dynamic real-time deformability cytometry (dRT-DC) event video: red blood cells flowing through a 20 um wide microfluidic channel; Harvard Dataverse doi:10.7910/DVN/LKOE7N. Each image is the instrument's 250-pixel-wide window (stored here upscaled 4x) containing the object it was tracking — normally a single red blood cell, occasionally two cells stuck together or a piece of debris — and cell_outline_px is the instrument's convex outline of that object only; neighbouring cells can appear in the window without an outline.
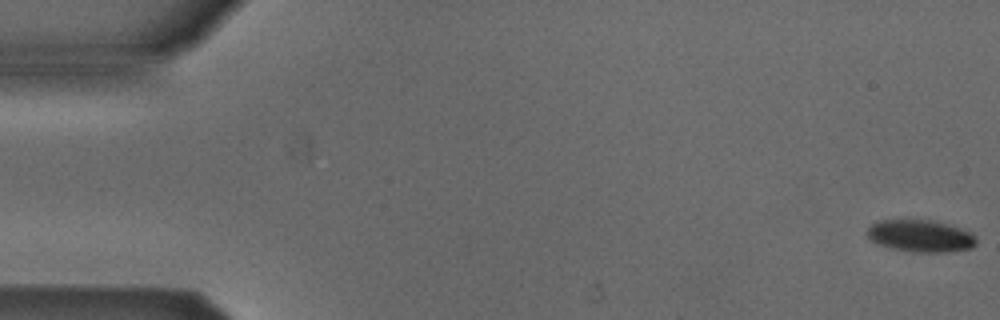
{"species": "Egyptian fruit bat (a non-hibernating species)", "species_latin": "Rousettus aegyptiacus", "temperature_condition": "cold", "stored_images_in_passage": 10, "camera_frame_rate_fps": 3000, "um_per_image_px": 0.085, "animal": {"sex": "male"}, "frame": {"image": 1, "passage_image": 1, "time_ms": 0.0, "image_size_px": [1000, 320], "cell_outline_px": [[976, 244], [972, 248], [948, 252], [912, 252], [892, 248], [876, 244], [864, 232], [876, 220], [908, 216], [932, 220], [948, 224], [972, 232], [976, 236]], "centroid_in_image_um": [78.19, 20.0], "position_along_channel_um": 6.8, "area_um2": 21.44}}